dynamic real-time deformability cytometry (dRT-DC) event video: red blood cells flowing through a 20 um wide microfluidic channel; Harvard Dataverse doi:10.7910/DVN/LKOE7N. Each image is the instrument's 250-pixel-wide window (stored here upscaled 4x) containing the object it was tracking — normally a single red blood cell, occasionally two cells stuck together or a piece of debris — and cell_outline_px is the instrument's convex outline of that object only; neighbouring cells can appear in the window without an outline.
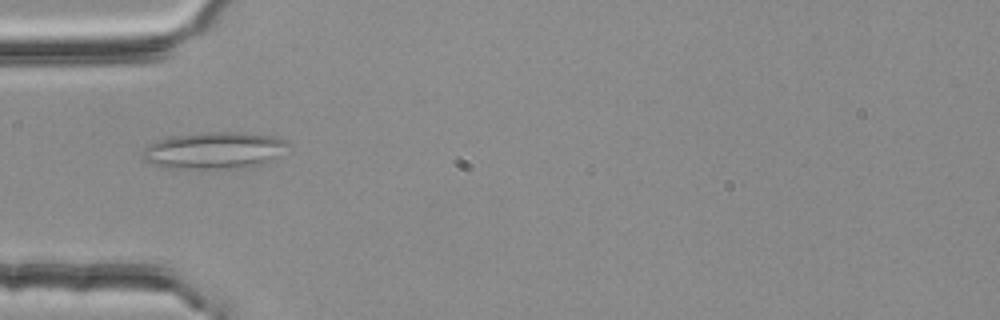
{"species": "common noctule bat (a hibernating species)", "species_latin": "Nyctalus noctula", "temperature_condition": "room temperature", "stored_images_in_passage": 2, "camera_frame_rate_fps": 3000, "um_per_image_px": 0.085, "animal": {"sex": "female", "body_mass_g": 25.1}, "frame": {"image": 1, "passage_image": 1, "time_ms": 0.0, "image_size_px": [1000, 320], "cell_outline_px": [[292, 144], [276, 160], [264, 164], [248, 168], [164, 168], [152, 164], [144, 160], [144, 148], [148, 144], [172, 136], [200, 132], [240, 132], [276, 136], [288, 140]], "centroid_in_image_um": [18.32, 12.79], "position_along_channel_um": 66.7, "area_um2": 31.85}}